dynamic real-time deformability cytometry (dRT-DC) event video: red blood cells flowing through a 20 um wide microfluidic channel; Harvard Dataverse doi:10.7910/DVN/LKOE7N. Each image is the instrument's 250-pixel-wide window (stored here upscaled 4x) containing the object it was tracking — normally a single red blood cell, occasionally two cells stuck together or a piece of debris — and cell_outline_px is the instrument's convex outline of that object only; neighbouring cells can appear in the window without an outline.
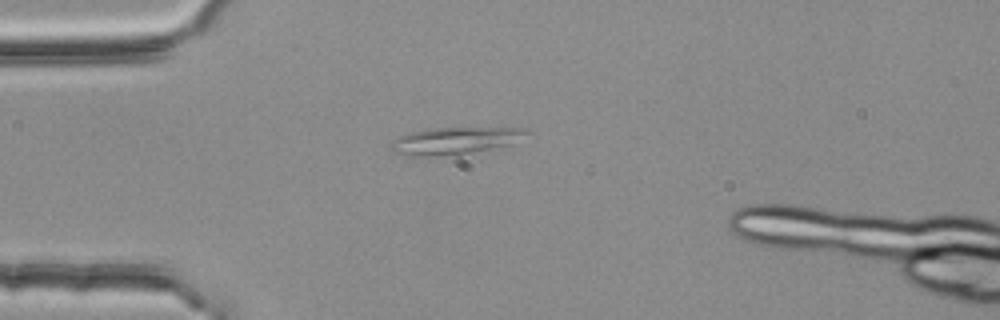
{"species": "common noctule bat (a hibernating species)", "species_latin": "Nyctalus noctula", "temperature_condition": "room temperature", "stored_images_in_passage": 1, "camera_frame_rate_fps": 3000, "um_per_image_px": 0.085, "animal": {"sex": "female", "body_mass_g": 25.1}, "frame": {"image": 1, "passage_image": 1, "time_ms": 0.0, "image_size_px": [1000, 320], "cell_outline_px": [[532, 132], [512, 144], [472, 152], [440, 156], [408, 156], [392, 152], [392, 140], [408, 132], [428, 128], [524, 128]], "centroid_in_image_um": [38.65, 11.95], "position_along_channel_um": 46.4, "area_um2": 21.39}}